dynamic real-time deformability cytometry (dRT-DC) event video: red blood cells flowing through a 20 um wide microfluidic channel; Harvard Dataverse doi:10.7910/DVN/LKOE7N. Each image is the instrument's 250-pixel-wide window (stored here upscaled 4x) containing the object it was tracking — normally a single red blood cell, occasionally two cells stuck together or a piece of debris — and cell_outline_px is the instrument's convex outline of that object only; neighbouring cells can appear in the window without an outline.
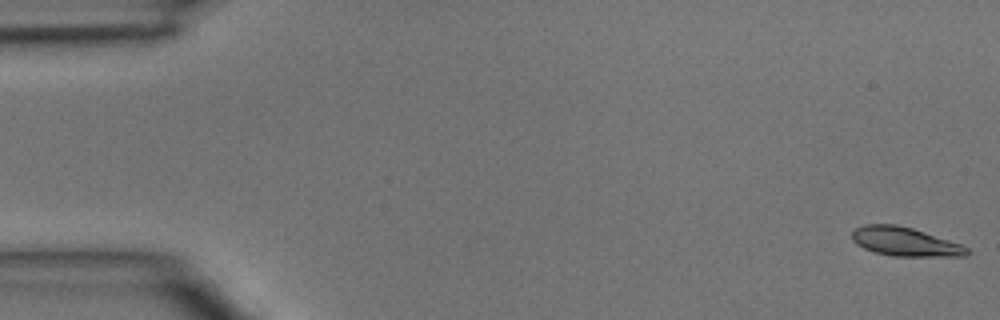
{"species": "common noctule bat (a hibernating species)", "species_latin": "Nyctalus noctula", "temperature_condition": "room temperature", "stored_images_in_passage": 47, "camera_frame_rate_fps": 3000, "um_per_image_px": 0.085, "animal": {"sex": "male", "body_mass_g": 15.6}, "frame": {"image": 1, "passage_image": 1, "time_ms": 0.0, "image_size_px": [1000, 320], "cell_outline_px": [[972, 252], [964, 256], [892, 256], [876, 252], [864, 248], [856, 244], [852, 240], [852, 232], [856, 228], [864, 224], [896, 224], [912, 228], [960, 244], [968, 248]], "centroid_in_image_um": [76.91, 20.54], "position_along_channel_um": 8.1, "area_um2": 19.19}}
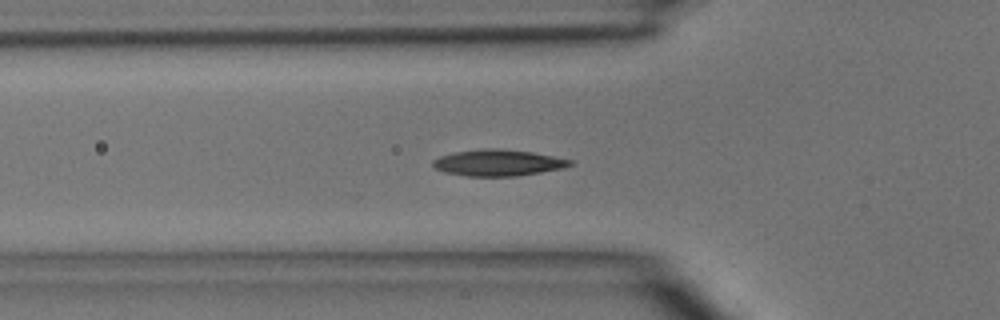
{"frame": {"image": 2, "passage_image": 16, "time_ms": 5.0, "image_size_px": [1000, 320], "cell_outline_px": [[572, 164], [564, 168], [516, 176], [468, 176], [444, 172], [436, 168], [432, 164], [432, 160], [440, 156], [456, 152], [484, 148], [500, 148], [532, 152], [572, 160]], "centroid_in_image_um": [42.33, 13.83], "position_along_channel_um": 83.5, "area_um2": 20.92}}
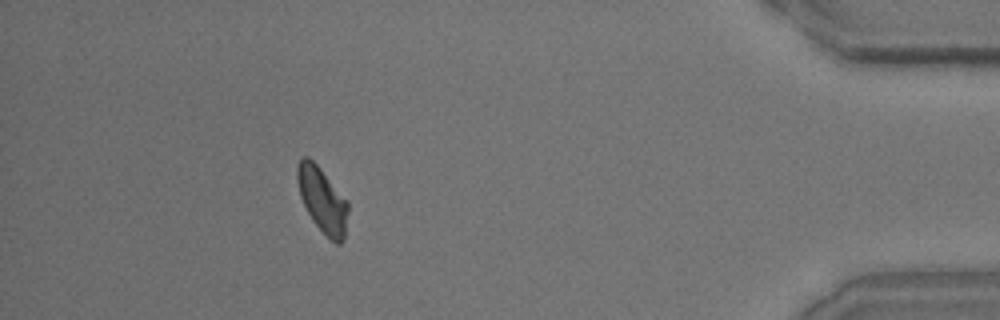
{"frame": {"image": 3, "passage_image": 43, "time_ms": 14.0, "image_size_px": [1000, 320], "cell_outline_px": [[348, 212], [344, 240], [340, 244], [336, 244], [312, 220], [300, 196], [296, 180], [296, 168], [300, 160], [304, 156], [308, 156], [320, 168], [348, 200]], "centroid_in_image_um": [27.41, 16.98], "position_along_channel_um": 407.8, "area_um2": 19.19}}